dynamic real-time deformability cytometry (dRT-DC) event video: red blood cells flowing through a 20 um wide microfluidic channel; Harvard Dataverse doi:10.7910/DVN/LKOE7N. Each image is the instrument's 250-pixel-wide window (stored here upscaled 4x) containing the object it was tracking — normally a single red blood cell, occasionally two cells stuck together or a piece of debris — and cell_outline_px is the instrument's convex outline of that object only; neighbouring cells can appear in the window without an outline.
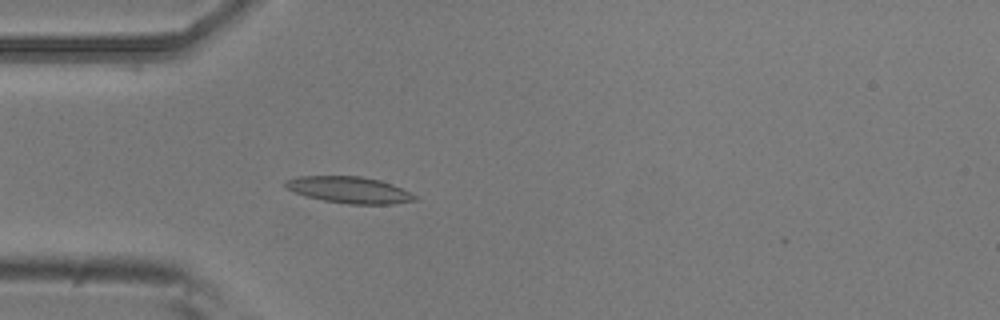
{"species": "common noctule bat (a hibernating species)", "species_latin": "Nyctalus noctula", "temperature_condition": "room temperature", "stored_images_in_passage": 4, "camera_frame_rate_fps": 3000, "um_per_image_px": 0.085, "animal": {"sex": "male", "body_mass_g": 20.5, "forearm_length_mm": 52.5}, "frame": {"image": 1, "passage_image": 4, "time_ms": 1.0, "image_size_px": [1000, 320], "cell_outline_px": [[416, 200], [392, 204], [348, 204], [324, 200], [308, 196], [284, 188], [284, 180], [300, 176], [360, 176], [380, 180], [392, 184], [416, 196]], "centroid_in_image_um": [29.66, 16.13], "position_along_channel_um": 55.3, "area_um2": 19.77}}